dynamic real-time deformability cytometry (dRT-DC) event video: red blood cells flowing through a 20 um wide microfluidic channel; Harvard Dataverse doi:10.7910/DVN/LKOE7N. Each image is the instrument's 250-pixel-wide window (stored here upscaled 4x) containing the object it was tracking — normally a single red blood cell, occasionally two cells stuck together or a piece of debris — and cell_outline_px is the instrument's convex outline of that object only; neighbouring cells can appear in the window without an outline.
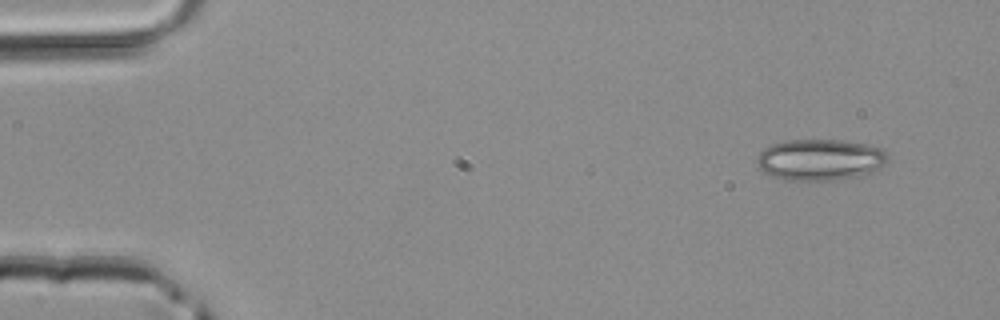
{"species": "common noctule bat (a hibernating species)", "species_latin": "Nyctalus noctula", "temperature_condition": "room temperature", "stored_images_in_passage": 3, "camera_frame_rate_fps": 3000, "um_per_image_px": 0.085, "animal": {"sex": "male", "body_mass_g": 20.4}, "frame": {"image": 1, "passage_image": 1, "time_ms": 0.0, "image_size_px": [1000, 320], "cell_outline_px": [[888, 160], [880, 168], [868, 176], [832, 180], [788, 180], [772, 176], [764, 172], [760, 168], [756, 160], [760, 152], [764, 148], [772, 144], [784, 140], [844, 140], [864, 144], [880, 148], [888, 152]], "centroid_in_image_um": [69.75, 13.58], "position_along_channel_um": 15.2, "area_um2": 31.85}}